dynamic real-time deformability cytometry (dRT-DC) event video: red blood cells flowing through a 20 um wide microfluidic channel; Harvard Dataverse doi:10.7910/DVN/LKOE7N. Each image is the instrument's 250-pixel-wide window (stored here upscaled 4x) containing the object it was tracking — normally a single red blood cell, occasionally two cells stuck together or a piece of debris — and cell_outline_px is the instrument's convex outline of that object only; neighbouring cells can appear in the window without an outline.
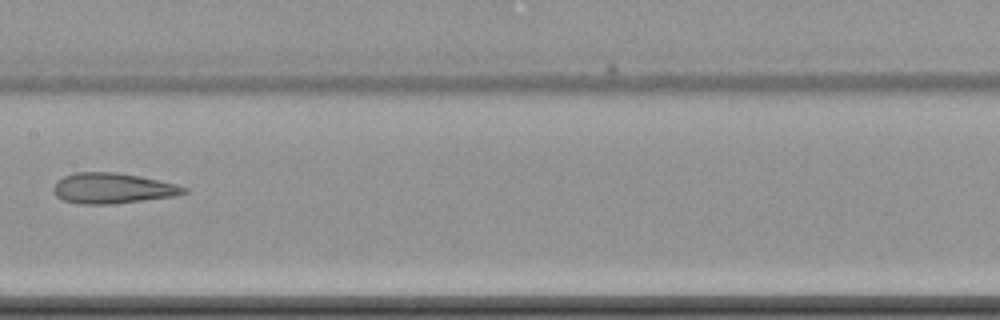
{"species": "common noctule bat (a hibernating species)", "species_latin": "Nyctalus noctula", "temperature_condition": "cold", "stored_images_in_passage": 10, "camera_frame_rate_fps": 3000, "um_per_image_px": 0.085, "animal": {"sex": "female", "body_mass_g": 22.7, "forearm_length_mm": 54.2}, "frame": {"image": 1, "passage_image": 9, "time_ms": 10.0, "image_size_px": [1000, 320], "cell_outline_px": [[188, 192], [176, 196], [116, 204], [80, 204], [64, 200], [56, 196], [52, 188], [64, 176], [76, 172], [116, 172], [140, 176], [176, 184], [188, 188]], "centroid_in_image_um": [9.61, 16.01], "position_along_channel_um": 197.8, "area_um2": 23.24}}
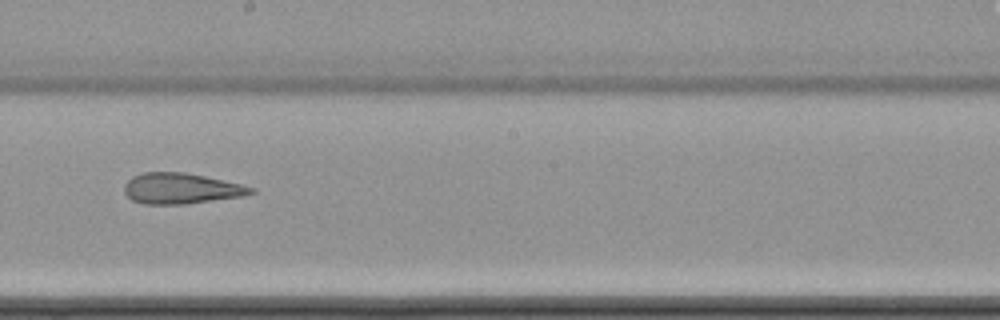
{"frame": {"image": 2, "passage_image": 10, "time_ms": 11.0, "image_size_px": [1000, 320], "cell_outline_px": [[256, 192], [244, 196], [184, 204], [144, 204], [132, 200], [124, 192], [124, 184], [132, 176], [144, 172], [184, 172], [204, 176], [240, 184], [256, 188]], "centroid_in_image_um": [15.38, 16.02], "position_along_channel_um": 232.8, "area_um2": 22.66}}